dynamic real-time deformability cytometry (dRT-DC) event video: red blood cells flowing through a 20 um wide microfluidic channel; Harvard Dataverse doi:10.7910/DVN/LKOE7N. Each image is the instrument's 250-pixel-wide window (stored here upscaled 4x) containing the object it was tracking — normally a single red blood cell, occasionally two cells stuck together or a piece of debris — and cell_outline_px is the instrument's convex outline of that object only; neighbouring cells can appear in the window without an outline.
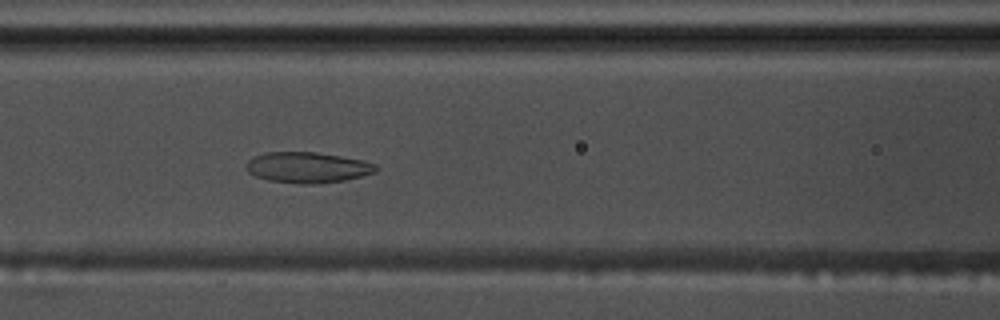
{"species": "common noctule bat (a hibernating species)", "species_latin": "Nyctalus noctula", "temperature_condition": "warm", "stored_images_in_passage": 56, "camera_frame_rate_fps": 3000, "um_per_image_px": 0.085, "animal": {"sex": "male", "body_mass_g": 17.5, "forearm_length_mm": 52.3}, "frame": {"image": 1, "passage_image": 24, "time_ms": 7.667, "image_size_px": [1000, 320], "cell_outline_px": [[380, 168], [376, 172], [344, 180], [308, 184], [300, 184], [268, 180], [256, 176], [248, 172], [244, 168], [244, 164], [252, 156], [264, 152], [316, 152], [340, 156], [360, 160], [376, 164]], "centroid_in_image_um": [26.08, 14.22], "position_along_channel_um": 140.5, "area_um2": 23.29}}
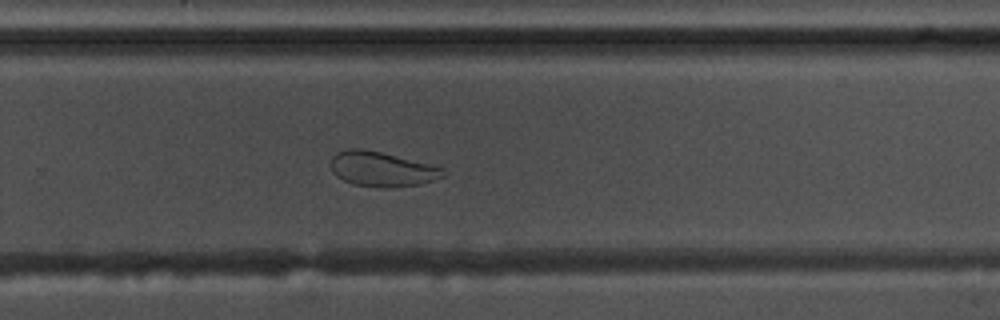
{"frame": {"image": 2, "passage_image": 37, "time_ms": 12.0, "image_size_px": [1000, 320], "cell_outline_px": [[448, 172], [444, 176], [420, 184], [396, 188], [380, 188], [352, 184], [336, 176], [332, 172], [332, 156], [336, 152], [348, 148], [360, 148], [380, 152], [444, 168]], "centroid_in_image_um": [32.45, 14.39], "position_along_channel_um": 297.3, "area_um2": 22.83}}
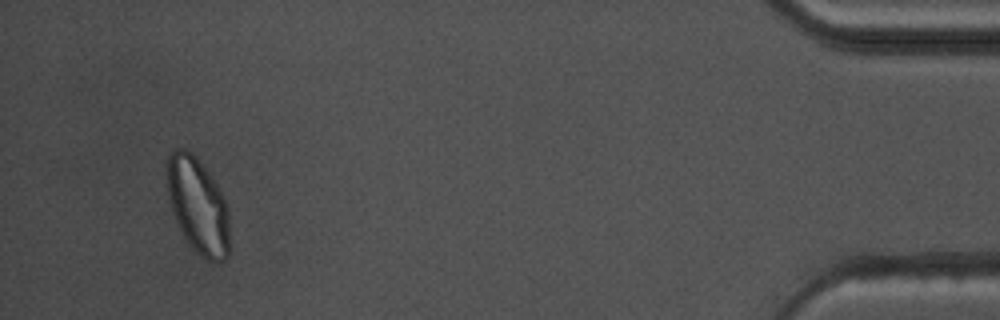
{"frame": {"image": 3, "passage_image": 53, "time_ms": 17.333, "image_size_px": [1000, 320], "cell_outline_px": [[228, 256], [224, 260], [216, 264], [212, 264], [204, 260], [188, 244], [172, 212], [168, 196], [168, 156], [176, 148], [184, 148], [192, 152], [196, 156], [216, 184], [224, 196], [228, 204]], "centroid_in_image_um": [16.84, 17.53], "position_along_channel_um": 418.4, "area_um2": 34.97}, "authors_computed_cell_mechanics": {"area_um2": 27.1949, "velocity_mm_per_s": 3.6376, "shape_relaxation_time_tau1_ms": null, "shape_relaxation_time_tau2_ms": 2.0832, "deformation_change_tau1": null, "deformation_change_tau2": 0.0579}}